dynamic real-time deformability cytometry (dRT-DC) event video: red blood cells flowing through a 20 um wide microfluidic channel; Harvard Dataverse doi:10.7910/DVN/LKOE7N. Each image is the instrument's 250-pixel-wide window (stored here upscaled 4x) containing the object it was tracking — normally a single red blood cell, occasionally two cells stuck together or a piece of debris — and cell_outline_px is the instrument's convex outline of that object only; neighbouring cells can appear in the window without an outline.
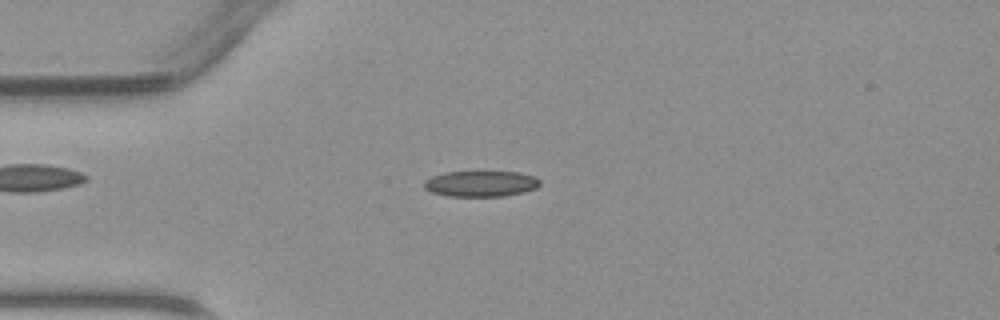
{"species": "common noctule bat (a hibernating species)", "species_latin": "Nyctalus noctula", "temperature_condition": "warm", "stored_images_in_passage": 46, "camera_frame_rate_fps": 3000, "um_per_image_px": 0.085, "animal": {"sex": "male", "body_mass_g": 23.1, "forearm_length_mm": 52.7}, "frame": {"image": 1, "passage_image": 11, "time_ms": 3.333, "image_size_px": [1000, 320], "cell_outline_px": [[540, 184], [536, 188], [524, 192], [504, 196], [448, 196], [432, 192], [424, 188], [424, 180], [432, 176], [444, 172], [520, 172], [536, 176], [540, 180]], "centroid_in_image_um": [40.89, 15.61], "position_along_channel_um": 44.1, "area_um2": 17.51}}
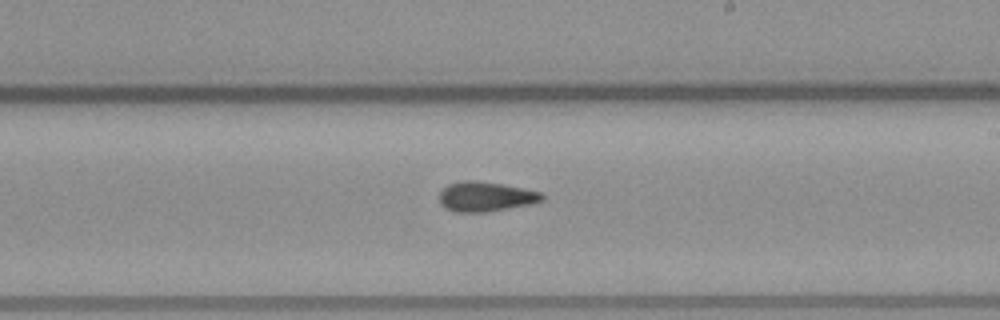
{"frame": {"image": 2, "passage_image": 26, "time_ms": 8.333, "image_size_px": [1000, 320], "cell_outline_px": [[544, 200], [532, 204], [484, 212], [456, 212], [440, 204], [440, 192], [448, 184], [464, 180], [476, 180], [524, 188], [544, 192]], "centroid_in_image_um": [41.32, 16.7], "position_along_channel_um": 247.7, "area_um2": 17.8}}
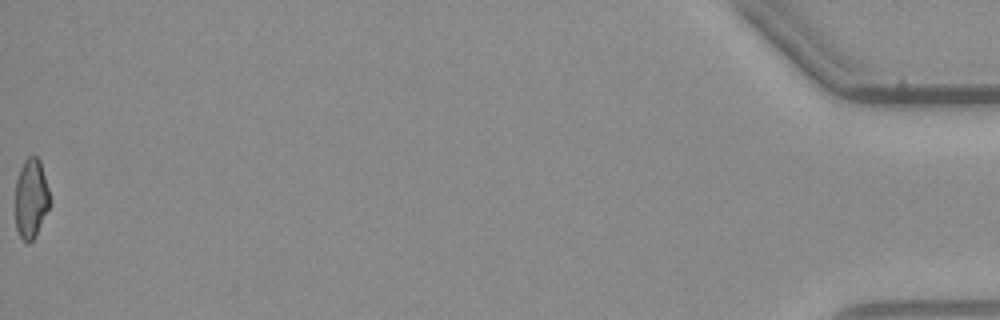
{"frame": {"image": 3, "passage_image": 46, "time_ms": 15.0, "image_size_px": [1000, 320], "cell_outline_px": [[52, 204], [36, 236], [28, 244], [20, 236], [16, 228], [16, 180], [20, 168], [24, 160], [28, 156], [36, 156], [40, 160], [52, 200]], "centroid_in_image_um": [2.68, 16.88], "position_along_channel_um": 432.5, "area_um2": 16.36}}